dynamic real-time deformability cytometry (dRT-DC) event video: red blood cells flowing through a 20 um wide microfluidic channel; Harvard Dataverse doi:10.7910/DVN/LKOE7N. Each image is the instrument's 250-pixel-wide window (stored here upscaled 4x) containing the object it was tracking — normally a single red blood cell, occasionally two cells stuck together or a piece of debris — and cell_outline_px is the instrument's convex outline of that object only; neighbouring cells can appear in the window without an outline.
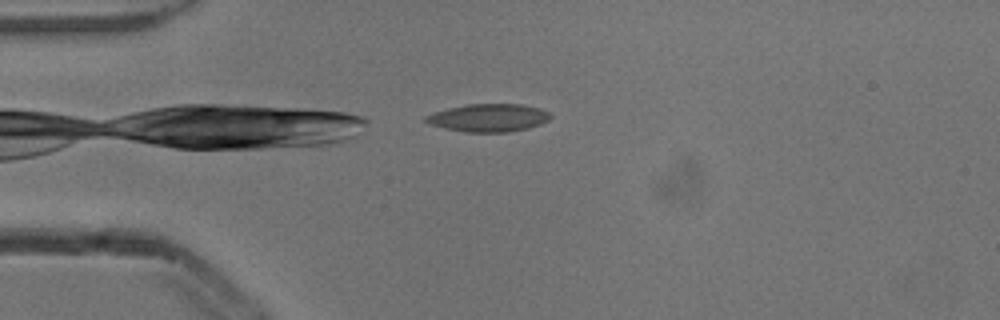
{"species": "common noctule bat (a hibernating species)", "species_latin": "Nyctalus noctula", "temperature_condition": "cold", "stored_images_in_passage": 7, "camera_frame_rate_fps": 3000, "um_per_image_px": 0.085, "animal": {"sex": "male", "body_mass_g": 13.3}, "frame": {"image": 1, "passage_image": 4, "time_ms": 1.0, "image_size_px": [1000, 320], "cell_outline_px": [[552, 116], [548, 120], [540, 124], [528, 128], [508, 132], [464, 132], [444, 128], [432, 124], [424, 120], [424, 116], [448, 108], [468, 104], [520, 104], [540, 108], [548, 112]], "centroid_in_image_um": [41.54, 10.01], "position_along_channel_um": 43.5, "area_um2": 20.11}}
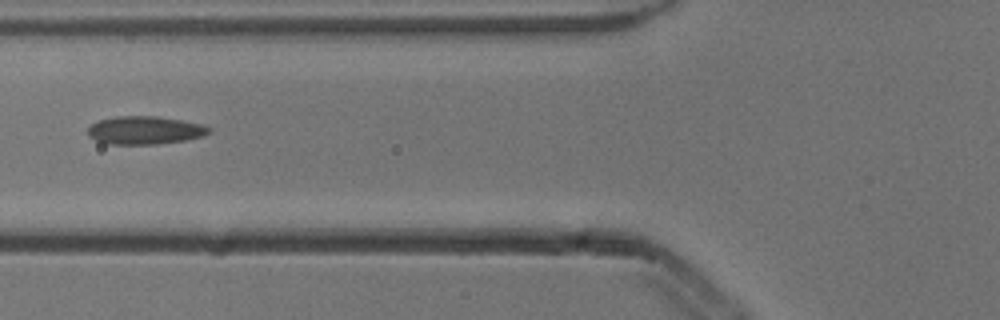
{"frame": {"image": 2, "passage_image": 6, "time_ms": 1.667, "image_size_px": [1000, 320], "cell_outline_px": [[212, 132], [204, 136], [184, 140], [156, 144], [108, 144], [96, 140], [88, 136], [88, 128], [92, 124], [100, 120], [116, 116], [156, 116], [204, 124], [212, 128]], "centroid_in_image_um": [12.35, 11.07], "position_along_channel_um": 113.5, "area_um2": 19.88}}
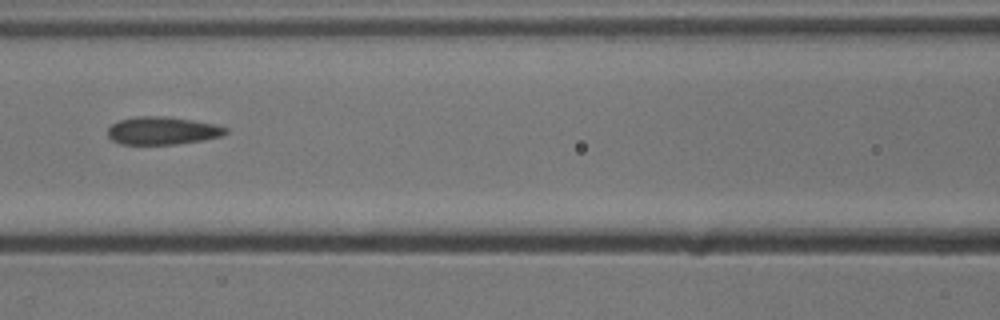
{"frame": {"image": 3, "passage_image": 7, "time_ms": 2.0, "image_size_px": [1000, 320], "cell_outline_px": [[228, 132], [220, 136], [200, 140], [176, 144], [120, 144], [112, 140], [108, 136], [108, 128], [112, 124], [120, 120], [136, 116], [168, 116], [192, 120], [212, 124], [228, 128]], "centroid_in_image_um": [13.77, 11.1], "position_along_channel_um": 152.8, "area_um2": 18.96}}